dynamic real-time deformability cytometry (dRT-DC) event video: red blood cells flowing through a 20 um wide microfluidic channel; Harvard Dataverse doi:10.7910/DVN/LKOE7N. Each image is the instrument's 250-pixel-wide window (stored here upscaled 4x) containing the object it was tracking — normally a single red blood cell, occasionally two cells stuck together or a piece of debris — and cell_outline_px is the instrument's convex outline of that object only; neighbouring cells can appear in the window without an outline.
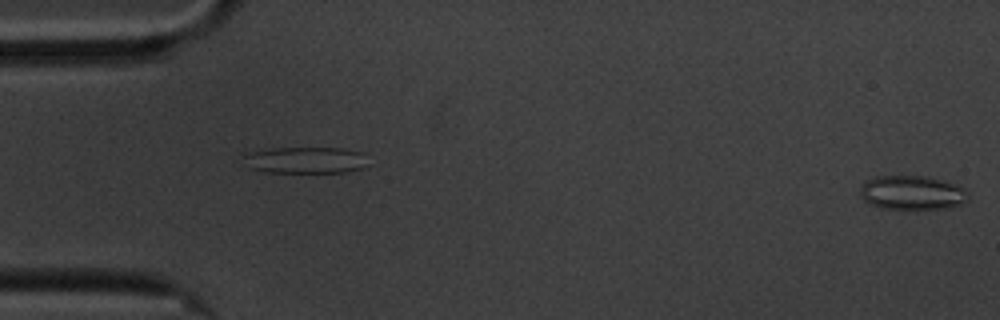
{"species": "common noctule bat (a hibernating species)", "species_latin": "Nyctalus noctula", "temperature_condition": "cold", "stored_images_in_passage": 17, "segment_of_instrument_passage": [2, 2], "camera_frame_rate_fps": 3000, "um_per_image_px": 0.085, "animal": {"sex": "male", "body_mass_g": 20.1, "forearm_length_mm": 53.5}, "frame": {"image": 1, "passage_image": 17, "time_ms": 5.333, "image_size_px": [1000, 320], "cell_outline_px": [[968, 200], [960, 204], [948, 208], [912, 212], [884, 208], [872, 204], [864, 200], [860, 196], [860, 188], [868, 180], [876, 176], [928, 176], [944, 180], [968, 192]], "centroid_in_image_um": [77.53, 16.43], "position_along_channel_um": 7.5, "area_um2": 22.02}}